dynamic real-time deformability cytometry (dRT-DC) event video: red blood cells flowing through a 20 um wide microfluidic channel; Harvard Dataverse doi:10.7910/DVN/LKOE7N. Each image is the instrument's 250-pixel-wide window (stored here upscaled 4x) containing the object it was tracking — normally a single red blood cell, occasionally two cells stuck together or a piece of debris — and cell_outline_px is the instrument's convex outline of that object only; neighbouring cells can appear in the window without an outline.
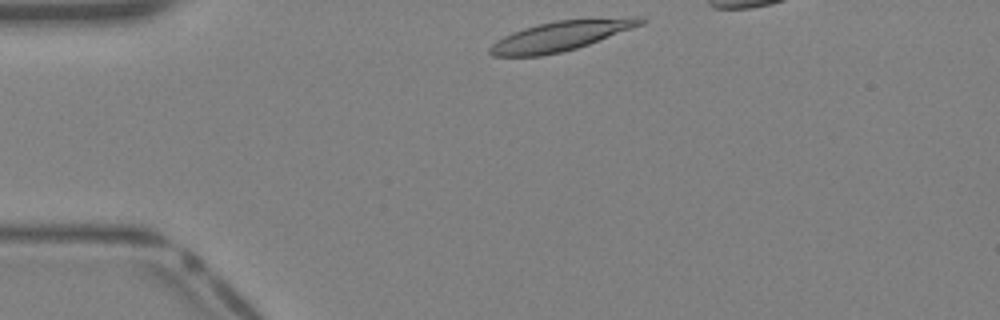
{"species": "Egyptian fruit bat (a non-hibernating species)", "species_latin": "Rousettus aegyptiacus", "temperature_condition": "warm", "stored_images_in_passage": 27, "camera_frame_rate_fps": 3000, "um_per_image_px": 0.085, "animal": {"sex": "female"}, "frame": {"image": 1, "passage_image": 1, "time_ms": 0.0, "image_size_px": [1000, 320], "cell_outline_px": [[648, 20], [644, 24], [588, 44], [576, 48], [560, 52], [540, 56], [492, 56], [488, 52], [488, 48], [496, 40], [512, 32], [524, 28], [556, 20], [632, 16], [644, 16]], "centroid_in_image_um": [47.71, 3.03], "position_along_channel_um": 37.3, "area_um2": 26.3}}
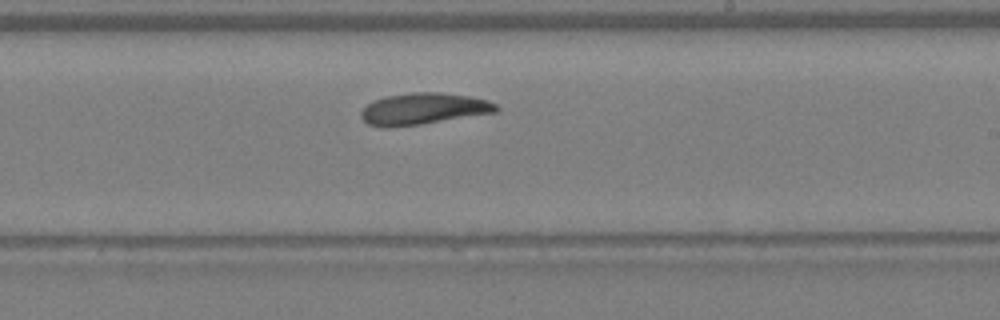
{"frame": {"image": 2, "passage_image": 16, "time_ms": 5.0, "image_size_px": [1000, 320], "cell_outline_px": [[500, 108], [496, 112], [420, 124], [388, 128], [380, 128], [368, 124], [360, 116], [360, 112], [368, 104], [384, 96], [412, 92], [440, 92], [468, 96], [488, 100], [496, 104]], "centroid_in_image_um": [35.96, 9.25], "position_along_channel_um": 253.0, "area_um2": 24.8}}
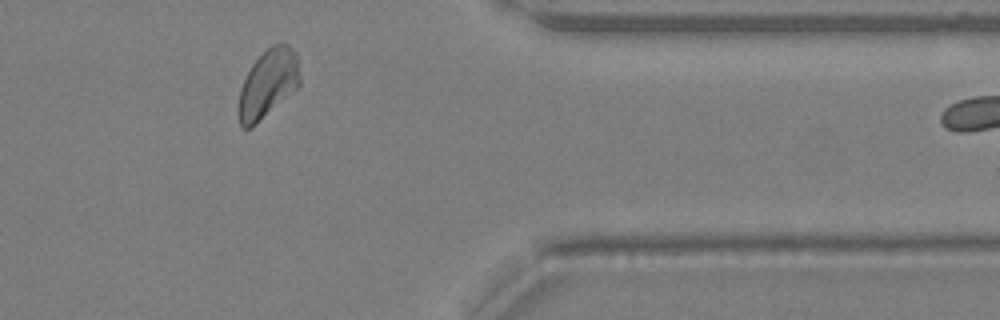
{"frame": {"image": 3, "passage_image": 25, "time_ms": 8.0, "image_size_px": [1000, 320], "cell_outline_px": [[300, 84], [296, 88], [252, 128], [240, 128], [240, 88], [252, 64], [272, 44], [288, 44], [296, 52], [300, 76]], "centroid_in_image_um": [22.8, 7.1], "position_along_channel_um": 388.6, "area_um2": 23.81}}